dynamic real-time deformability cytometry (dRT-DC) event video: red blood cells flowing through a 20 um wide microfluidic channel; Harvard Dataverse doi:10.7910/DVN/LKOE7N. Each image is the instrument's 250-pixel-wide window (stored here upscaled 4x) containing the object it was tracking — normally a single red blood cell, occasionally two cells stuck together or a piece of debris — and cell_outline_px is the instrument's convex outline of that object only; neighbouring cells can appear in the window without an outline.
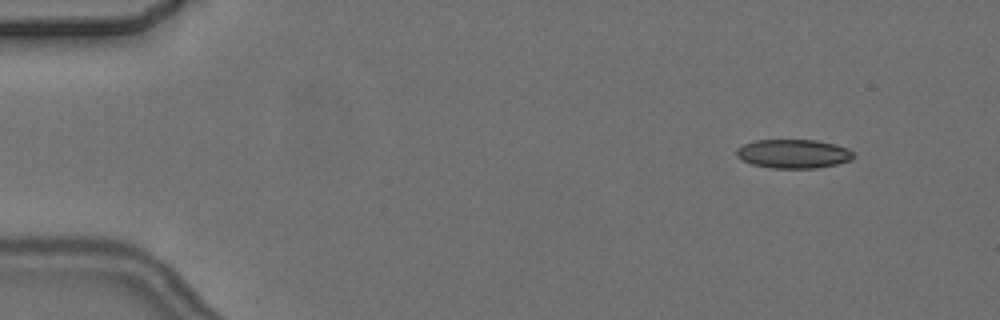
{"species": "common noctule bat (a hibernating species)", "species_latin": "Nyctalus noctula", "temperature_condition": "cold", "stored_images_in_passage": 4, "camera_frame_rate_fps": 3000, "um_per_image_px": 0.085, "animal": {"sex": "female", "body_mass_g": 24.6, "forearm_length_mm": 56.2}, "frame": {"image": 1, "passage_image": 1, "time_ms": 0.0, "image_size_px": [1000, 320], "cell_outline_px": [[856, 156], [852, 160], [836, 164], [816, 168], [772, 168], [752, 164], [736, 156], [736, 148], [744, 144], [756, 140], [816, 140], [836, 144], [848, 148]], "centroid_in_image_um": [67.46, 13.07], "position_along_channel_um": 17.5, "area_um2": 19.77}}
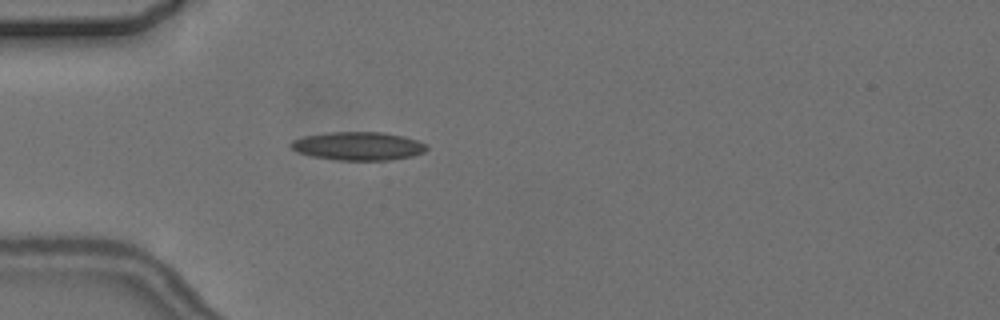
{"frame": {"image": 2, "passage_image": 4, "time_ms": 3.667, "image_size_px": [1000, 320], "cell_outline_px": [[428, 148], [424, 152], [412, 156], [388, 160], [340, 160], [312, 156], [300, 152], [292, 148], [288, 144], [292, 140], [304, 136], [328, 132], [384, 132], [404, 136], [428, 144]], "centroid_in_image_um": [30.47, 12.4], "position_along_channel_um": 54.5, "area_um2": 22.43}}